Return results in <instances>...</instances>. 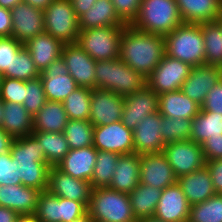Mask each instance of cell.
I'll use <instances>...</instances> for the list:
<instances>
[{"label": "cell", "instance_id": "6da1fadb", "mask_svg": "<svg viewBox=\"0 0 222 222\" xmlns=\"http://www.w3.org/2000/svg\"><path fill=\"white\" fill-rule=\"evenodd\" d=\"M165 55L164 36L139 31L126 25L120 40V59L148 77Z\"/></svg>", "mask_w": 222, "mask_h": 222}, {"label": "cell", "instance_id": "7a4b0ae2", "mask_svg": "<svg viewBox=\"0 0 222 222\" xmlns=\"http://www.w3.org/2000/svg\"><path fill=\"white\" fill-rule=\"evenodd\" d=\"M10 154L18 160V176L22 185L41 192L47 190L51 167L46 163L39 141L32 134L15 138Z\"/></svg>", "mask_w": 222, "mask_h": 222}, {"label": "cell", "instance_id": "3957f363", "mask_svg": "<svg viewBox=\"0 0 222 222\" xmlns=\"http://www.w3.org/2000/svg\"><path fill=\"white\" fill-rule=\"evenodd\" d=\"M183 23L175 0H142L130 25L139 31L165 36Z\"/></svg>", "mask_w": 222, "mask_h": 222}, {"label": "cell", "instance_id": "277c9868", "mask_svg": "<svg viewBox=\"0 0 222 222\" xmlns=\"http://www.w3.org/2000/svg\"><path fill=\"white\" fill-rule=\"evenodd\" d=\"M95 88L127 96L146 85L147 78L120 58L96 61Z\"/></svg>", "mask_w": 222, "mask_h": 222}, {"label": "cell", "instance_id": "5b68a950", "mask_svg": "<svg viewBox=\"0 0 222 222\" xmlns=\"http://www.w3.org/2000/svg\"><path fill=\"white\" fill-rule=\"evenodd\" d=\"M165 54L195 67L205 64L200 24L183 23L164 36Z\"/></svg>", "mask_w": 222, "mask_h": 222}, {"label": "cell", "instance_id": "8992f818", "mask_svg": "<svg viewBox=\"0 0 222 222\" xmlns=\"http://www.w3.org/2000/svg\"><path fill=\"white\" fill-rule=\"evenodd\" d=\"M87 212L94 222H137L129 195L109 187L92 189Z\"/></svg>", "mask_w": 222, "mask_h": 222}, {"label": "cell", "instance_id": "52a82bcc", "mask_svg": "<svg viewBox=\"0 0 222 222\" xmlns=\"http://www.w3.org/2000/svg\"><path fill=\"white\" fill-rule=\"evenodd\" d=\"M125 26L80 30L77 44L95 61L120 57V40Z\"/></svg>", "mask_w": 222, "mask_h": 222}, {"label": "cell", "instance_id": "ba28073f", "mask_svg": "<svg viewBox=\"0 0 222 222\" xmlns=\"http://www.w3.org/2000/svg\"><path fill=\"white\" fill-rule=\"evenodd\" d=\"M45 32L63 44L77 43L78 18L70 0H53L44 10Z\"/></svg>", "mask_w": 222, "mask_h": 222}, {"label": "cell", "instance_id": "9c48e42d", "mask_svg": "<svg viewBox=\"0 0 222 222\" xmlns=\"http://www.w3.org/2000/svg\"><path fill=\"white\" fill-rule=\"evenodd\" d=\"M191 68L189 64L165 54L159 65L147 77L146 85L157 95L180 90Z\"/></svg>", "mask_w": 222, "mask_h": 222}, {"label": "cell", "instance_id": "30bf717a", "mask_svg": "<svg viewBox=\"0 0 222 222\" xmlns=\"http://www.w3.org/2000/svg\"><path fill=\"white\" fill-rule=\"evenodd\" d=\"M163 153L177 178L197 171L206 164L202 146L190 139L165 144Z\"/></svg>", "mask_w": 222, "mask_h": 222}, {"label": "cell", "instance_id": "8fae6325", "mask_svg": "<svg viewBox=\"0 0 222 222\" xmlns=\"http://www.w3.org/2000/svg\"><path fill=\"white\" fill-rule=\"evenodd\" d=\"M93 146L97 150L120 155L134 153L133 131L120 121L108 125L95 126Z\"/></svg>", "mask_w": 222, "mask_h": 222}, {"label": "cell", "instance_id": "7c38bea8", "mask_svg": "<svg viewBox=\"0 0 222 222\" xmlns=\"http://www.w3.org/2000/svg\"><path fill=\"white\" fill-rule=\"evenodd\" d=\"M11 36L23 45L38 34L45 32L44 11L20 2L11 9Z\"/></svg>", "mask_w": 222, "mask_h": 222}, {"label": "cell", "instance_id": "4fadbf2b", "mask_svg": "<svg viewBox=\"0 0 222 222\" xmlns=\"http://www.w3.org/2000/svg\"><path fill=\"white\" fill-rule=\"evenodd\" d=\"M61 57L68 73L80 87L95 88L96 61L77 43L64 44Z\"/></svg>", "mask_w": 222, "mask_h": 222}, {"label": "cell", "instance_id": "5bb4252c", "mask_svg": "<svg viewBox=\"0 0 222 222\" xmlns=\"http://www.w3.org/2000/svg\"><path fill=\"white\" fill-rule=\"evenodd\" d=\"M141 184L165 189L177 183V177L163 152L139 154Z\"/></svg>", "mask_w": 222, "mask_h": 222}, {"label": "cell", "instance_id": "9a60e30c", "mask_svg": "<svg viewBox=\"0 0 222 222\" xmlns=\"http://www.w3.org/2000/svg\"><path fill=\"white\" fill-rule=\"evenodd\" d=\"M48 101L63 102L79 86L68 73L62 57L54 60L40 75Z\"/></svg>", "mask_w": 222, "mask_h": 222}, {"label": "cell", "instance_id": "2e32d148", "mask_svg": "<svg viewBox=\"0 0 222 222\" xmlns=\"http://www.w3.org/2000/svg\"><path fill=\"white\" fill-rule=\"evenodd\" d=\"M123 107V96L112 91L94 88L91 92L89 121L94 127L120 121Z\"/></svg>", "mask_w": 222, "mask_h": 222}, {"label": "cell", "instance_id": "e0dca14e", "mask_svg": "<svg viewBox=\"0 0 222 222\" xmlns=\"http://www.w3.org/2000/svg\"><path fill=\"white\" fill-rule=\"evenodd\" d=\"M159 95L147 85L140 90L124 96V107L121 122L132 131L148 115L158 111Z\"/></svg>", "mask_w": 222, "mask_h": 222}, {"label": "cell", "instance_id": "ac0fdd59", "mask_svg": "<svg viewBox=\"0 0 222 222\" xmlns=\"http://www.w3.org/2000/svg\"><path fill=\"white\" fill-rule=\"evenodd\" d=\"M222 79V68L210 64H201L191 68L181 91L192 101L202 106L209 90Z\"/></svg>", "mask_w": 222, "mask_h": 222}, {"label": "cell", "instance_id": "d6986e66", "mask_svg": "<svg viewBox=\"0 0 222 222\" xmlns=\"http://www.w3.org/2000/svg\"><path fill=\"white\" fill-rule=\"evenodd\" d=\"M47 190L58 197L79 201L88 208L92 187L88 181L74 178L57 167H51Z\"/></svg>", "mask_w": 222, "mask_h": 222}, {"label": "cell", "instance_id": "ffe728a7", "mask_svg": "<svg viewBox=\"0 0 222 222\" xmlns=\"http://www.w3.org/2000/svg\"><path fill=\"white\" fill-rule=\"evenodd\" d=\"M162 118L163 116L157 111L139 122L133 130L134 153L163 152L165 143L161 135Z\"/></svg>", "mask_w": 222, "mask_h": 222}, {"label": "cell", "instance_id": "44dd1931", "mask_svg": "<svg viewBox=\"0 0 222 222\" xmlns=\"http://www.w3.org/2000/svg\"><path fill=\"white\" fill-rule=\"evenodd\" d=\"M190 204L175 183L162 190L154 216L164 222H188Z\"/></svg>", "mask_w": 222, "mask_h": 222}, {"label": "cell", "instance_id": "7402d4cb", "mask_svg": "<svg viewBox=\"0 0 222 222\" xmlns=\"http://www.w3.org/2000/svg\"><path fill=\"white\" fill-rule=\"evenodd\" d=\"M41 191L22 184L0 185V206L10 208L19 215L35 214Z\"/></svg>", "mask_w": 222, "mask_h": 222}, {"label": "cell", "instance_id": "603a6c76", "mask_svg": "<svg viewBox=\"0 0 222 222\" xmlns=\"http://www.w3.org/2000/svg\"><path fill=\"white\" fill-rule=\"evenodd\" d=\"M97 151L94 146L70 149L56 167L63 173L74 178L90 182L96 162Z\"/></svg>", "mask_w": 222, "mask_h": 222}, {"label": "cell", "instance_id": "cb8c5ba5", "mask_svg": "<svg viewBox=\"0 0 222 222\" xmlns=\"http://www.w3.org/2000/svg\"><path fill=\"white\" fill-rule=\"evenodd\" d=\"M177 183L181 186L190 206L204 202L216 194L206 165L197 171L180 176Z\"/></svg>", "mask_w": 222, "mask_h": 222}, {"label": "cell", "instance_id": "d4e9b609", "mask_svg": "<svg viewBox=\"0 0 222 222\" xmlns=\"http://www.w3.org/2000/svg\"><path fill=\"white\" fill-rule=\"evenodd\" d=\"M140 157L137 153L120 155L110 185V189L129 194L140 183Z\"/></svg>", "mask_w": 222, "mask_h": 222}, {"label": "cell", "instance_id": "484cf974", "mask_svg": "<svg viewBox=\"0 0 222 222\" xmlns=\"http://www.w3.org/2000/svg\"><path fill=\"white\" fill-rule=\"evenodd\" d=\"M63 43L51 34L43 32L24 44L34 64L42 73L54 60L61 57Z\"/></svg>", "mask_w": 222, "mask_h": 222}, {"label": "cell", "instance_id": "4316f807", "mask_svg": "<svg viewBox=\"0 0 222 222\" xmlns=\"http://www.w3.org/2000/svg\"><path fill=\"white\" fill-rule=\"evenodd\" d=\"M200 109L201 106L192 101L181 90L165 92L159 95L158 111L162 116L193 120L200 112Z\"/></svg>", "mask_w": 222, "mask_h": 222}, {"label": "cell", "instance_id": "83f0119b", "mask_svg": "<svg viewBox=\"0 0 222 222\" xmlns=\"http://www.w3.org/2000/svg\"><path fill=\"white\" fill-rule=\"evenodd\" d=\"M184 23L200 24L217 21L222 0H175Z\"/></svg>", "mask_w": 222, "mask_h": 222}, {"label": "cell", "instance_id": "f1b7e54d", "mask_svg": "<svg viewBox=\"0 0 222 222\" xmlns=\"http://www.w3.org/2000/svg\"><path fill=\"white\" fill-rule=\"evenodd\" d=\"M126 25L118 16L111 0H97L86 13L78 18L79 30Z\"/></svg>", "mask_w": 222, "mask_h": 222}, {"label": "cell", "instance_id": "f546056e", "mask_svg": "<svg viewBox=\"0 0 222 222\" xmlns=\"http://www.w3.org/2000/svg\"><path fill=\"white\" fill-rule=\"evenodd\" d=\"M68 120L62 102L47 100L33 117V132L63 133Z\"/></svg>", "mask_w": 222, "mask_h": 222}, {"label": "cell", "instance_id": "4dcf8cb0", "mask_svg": "<svg viewBox=\"0 0 222 222\" xmlns=\"http://www.w3.org/2000/svg\"><path fill=\"white\" fill-rule=\"evenodd\" d=\"M1 128L14 139L31 135L33 132V117L23 104L4 102V116Z\"/></svg>", "mask_w": 222, "mask_h": 222}, {"label": "cell", "instance_id": "1f68e13d", "mask_svg": "<svg viewBox=\"0 0 222 222\" xmlns=\"http://www.w3.org/2000/svg\"><path fill=\"white\" fill-rule=\"evenodd\" d=\"M161 193V189L139 183V185L128 194L132 212L137 221L154 216Z\"/></svg>", "mask_w": 222, "mask_h": 222}, {"label": "cell", "instance_id": "d6a6232c", "mask_svg": "<svg viewBox=\"0 0 222 222\" xmlns=\"http://www.w3.org/2000/svg\"><path fill=\"white\" fill-rule=\"evenodd\" d=\"M222 114L200 109L193 118L190 140L202 144L210 137L221 136Z\"/></svg>", "mask_w": 222, "mask_h": 222}, {"label": "cell", "instance_id": "836d02e7", "mask_svg": "<svg viewBox=\"0 0 222 222\" xmlns=\"http://www.w3.org/2000/svg\"><path fill=\"white\" fill-rule=\"evenodd\" d=\"M43 148L46 163L56 167L69 152V145L63 133L32 132Z\"/></svg>", "mask_w": 222, "mask_h": 222}, {"label": "cell", "instance_id": "e575fe53", "mask_svg": "<svg viewBox=\"0 0 222 222\" xmlns=\"http://www.w3.org/2000/svg\"><path fill=\"white\" fill-rule=\"evenodd\" d=\"M205 48V64L222 68V27L218 21L200 23Z\"/></svg>", "mask_w": 222, "mask_h": 222}, {"label": "cell", "instance_id": "d590c367", "mask_svg": "<svg viewBox=\"0 0 222 222\" xmlns=\"http://www.w3.org/2000/svg\"><path fill=\"white\" fill-rule=\"evenodd\" d=\"M120 154L108 151H97L93 175L90 181L92 189L108 187L111 183Z\"/></svg>", "mask_w": 222, "mask_h": 222}, {"label": "cell", "instance_id": "8d00e7d4", "mask_svg": "<svg viewBox=\"0 0 222 222\" xmlns=\"http://www.w3.org/2000/svg\"><path fill=\"white\" fill-rule=\"evenodd\" d=\"M91 88L78 87L62 102L69 120H89Z\"/></svg>", "mask_w": 222, "mask_h": 222}, {"label": "cell", "instance_id": "74e56055", "mask_svg": "<svg viewBox=\"0 0 222 222\" xmlns=\"http://www.w3.org/2000/svg\"><path fill=\"white\" fill-rule=\"evenodd\" d=\"M63 134L69 149L93 146L94 126L89 120H68Z\"/></svg>", "mask_w": 222, "mask_h": 222}, {"label": "cell", "instance_id": "f35d334b", "mask_svg": "<svg viewBox=\"0 0 222 222\" xmlns=\"http://www.w3.org/2000/svg\"><path fill=\"white\" fill-rule=\"evenodd\" d=\"M188 222H222V194L190 206Z\"/></svg>", "mask_w": 222, "mask_h": 222}, {"label": "cell", "instance_id": "ab89813d", "mask_svg": "<svg viewBox=\"0 0 222 222\" xmlns=\"http://www.w3.org/2000/svg\"><path fill=\"white\" fill-rule=\"evenodd\" d=\"M161 126V135L165 144L190 139L192 120L163 116Z\"/></svg>", "mask_w": 222, "mask_h": 222}, {"label": "cell", "instance_id": "60d3db41", "mask_svg": "<svg viewBox=\"0 0 222 222\" xmlns=\"http://www.w3.org/2000/svg\"><path fill=\"white\" fill-rule=\"evenodd\" d=\"M40 75L30 52L23 47L11 62V78L28 81L38 78Z\"/></svg>", "mask_w": 222, "mask_h": 222}, {"label": "cell", "instance_id": "b9f144b4", "mask_svg": "<svg viewBox=\"0 0 222 222\" xmlns=\"http://www.w3.org/2000/svg\"><path fill=\"white\" fill-rule=\"evenodd\" d=\"M46 101L47 99L40 76L26 81L23 106L32 117L45 105Z\"/></svg>", "mask_w": 222, "mask_h": 222}, {"label": "cell", "instance_id": "7bdbcfd3", "mask_svg": "<svg viewBox=\"0 0 222 222\" xmlns=\"http://www.w3.org/2000/svg\"><path fill=\"white\" fill-rule=\"evenodd\" d=\"M23 47L24 45L12 36L0 37V77L11 78V62Z\"/></svg>", "mask_w": 222, "mask_h": 222}, {"label": "cell", "instance_id": "ee69618b", "mask_svg": "<svg viewBox=\"0 0 222 222\" xmlns=\"http://www.w3.org/2000/svg\"><path fill=\"white\" fill-rule=\"evenodd\" d=\"M25 91L26 81L0 77V98L3 102L23 104Z\"/></svg>", "mask_w": 222, "mask_h": 222}, {"label": "cell", "instance_id": "f6af8a7d", "mask_svg": "<svg viewBox=\"0 0 222 222\" xmlns=\"http://www.w3.org/2000/svg\"><path fill=\"white\" fill-rule=\"evenodd\" d=\"M35 215L40 222H58V196L48 190L42 191Z\"/></svg>", "mask_w": 222, "mask_h": 222}, {"label": "cell", "instance_id": "bcb514c9", "mask_svg": "<svg viewBox=\"0 0 222 222\" xmlns=\"http://www.w3.org/2000/svg\"><path fill=\"white\" fill-rule=\"evenodd\" d=\"M21 184L18 176V160L12 158L10 151L0 155V185Z\"/></svg>", "mask_w": 222, "mask_h": 222}, {"label": "cell", "instance_id": "7dc6e473", "mask_svg": "<svg viewBox=\"0 0 222 222\" xmlns=\"http://www.w3.org/2000/svg\"><path fill=\"white\" fill-rule=\"evenodd\" d=\"M87 213V207L76 200L58 197V222H70Z\"/></svg>", "mask_w": 222, "mask_h": 222}, {"label": "cell", "instance_id": "c3c4849f", "mask_svg": "<svg viewBox=\"0 0 222 222\" xmlns=\"http://www.w3.org/2000/svg\"><path fill=\"white\" fill-rule=\"evenodd\" d=\"M118 16L130 25L136 18L142 0H111Z\"/></svg>", "mask_w": 222, "mask_h": 222}, {"label": "cell", "instance_id": "681fc988", "mask_svg": "<svg viewBox=\"0 0 222 222\" xmlns=\"http://www.w3.org/2000/svg\"><path fill=\"white\" fill-rule=\"evenodd\" d=\"M201 109L222 114V79L209 90Z\"/></svg>", "mask_w": 222, "mask_h": 222}, {"label": "cell", "instance_id": "f907efd6", "mask_svg": "<svg viewBox=\"0 0 222 222\" xmlns=\"http://www.w3.org/2000/svg\"><path fill=\"white\" fill-rule=\"evenodd\" d=\"M201 146L206 161L222 159V134L208 138Z\"/></svg>", "mask_w": 222, "mask_h": 222}, {"label": "cell", "instance_id": "816d5d0a", "mask_svg": "<svg viewBox=\"0 0 222 222\" xmlns=\"http://www.w3.org/2000/svg\"><path fill=\"white\" fill-rule=\"evenodd\" d=\"M216 194H222V159L206 161Z\"/></svg>", "mask_w": 222, "mask_h": 222}, {"label": "cell", "instance_id": "f5cc1de1", "mask_svg": "<svg viewBox=\"0 0 222 222\" xmlns=\"http://www.w3.org/2000/svg\"><path fill=\"white\" fill-rule=\"evenodd\" d=\"M12 33L11 10L0 7V37H10Z\"/></svg>", "mask_w": 222, "mask_h": 222}, {"label": "cell", "instance_id": "db71d44e", "mask_svg": "<svg viewBox=\"0 0 222 222\" xmlns=\"http://www.w3.org/2000/svg\"><path fill=\"white\" fill-rule=\"evenodd\" d=\"M97 0H70L72 7L75 11L76 17L79 18L81 15L87 12V10L96 2Z\"/></svg>", "mask_w": 222, "mask_h": 222}, {"label": "cell", "instance_id": "11a10c76", "mask_svg": "<svg viewBox=\"0 0 222 222\" xmlns=\"http://www.w3.org/2000/svg\"><path fill=\"white\" fill-rule=\"evenodd\" d=\"M14 138L0 127V155L10 151Z\"/></svg>", "mask_w": 222, "mask_h": 222}, {"label": "cell", "instance_id": "9f6ffc18", "mask_svg": "<svg viewBox=\"0 0 222 222\" xmlns=\"http://www.w3.org/2000/svg\"><path fill=\"white\" fill-rule=\"evenodd\" d=\"M18 216L12 209L0 206V222H15Z\"/></svg>", "mask_w": 222, "mask_h": 222}, {"label": "cell", "instance_id": "6f0895ef", "mask_svg": "<svg viewBox=\"0 0 222 222\" xmlns=\"http://www.w3.org/2000/svg\"><path fill=\"white\" fill-rule=\"evenodd\" d=\"M53 0H23V2L33 6L34 8L45 10Z\"/></svg>", "mask_w": 222, "mask_h": 222}, {"label": "cell", "instance_id": "680465c9", "mask_svg": "<svg viewBox=\"0 0 222 222\" xmlns=\"http://www.w3.org/2000/svg\"><path fill=\"white\" fill-rule=\"evenodd\" d=\"M15 222H40L35 214L19 215Z\"/></svg>", "mask_w": 222, "mask_h": 222}, {"label": "cell", "instance_id": "91938a15", "mask_svg": "<svg viewBox=\"0 0 222 222\" xmlns=\"http://www.w3.org/2000/svg\"><path fill=\"white\" fill-rule=\"evenodd\" d=\"M23 0H0V7L11 10Z\"/></svg>", "mask_w": 222, "mask_h": 222}, {"label": "cell", "instance_id": "94428289", "mask_svg": "<svg viewBox=\"0 0 222 222\" xmlns=\"http://www.w3.org/2000/svg\"><path fill=\"white\" fill-rule=\"evenodd\" d=\"M70 222H94V221L91 219V217L89 216V214L87 212L85 215H83L77 219H74Z\"/></svg>", "mask_w": 222, "mask_h": 222}, {"label": "cell", "instance_id": "6125c7cd", "mask_svg": "<svg viewBox=\"0 0 222 222\" xmlns=\"http://www.w3.org/2000/svg\"><path fill=\"white\" fill-rule=\"evenodd\" d=\"M137 222H164L160 219H158L157 217L155 216H150V217H147V218H144V219H141Z\"/></svg>", "mask_w": 222, "mask_h": 222}, {"label": "cell", "instance_id": "be15d7a7", "mask_svg": "<svg viewBox=\"0 0 222 222\" xmlns=\"http://www.w3.org/2000/svg\"><path fill=\"white\" fill-rule=\"evenodd\" d=\"M3 116H4V102L0 98V127L3 122Z\"/></svg>", "mask_w": 222, "mask_h": 222}, {"label": "cell", "instance_id": "e7e4bbea", "mask_svg": "<svg viewBox=\"0 0 222 222\" xmlns=\"http://www.w3.org/2000/svg\"><path fill=\"white\" fill-rule=\"evenodd\" d=\"M217 21L220 24V26L222 27V11H221L220 15L218 16Z\"/></svg>", "mask_w": 222, "mask_h": 222}]
</instances>
